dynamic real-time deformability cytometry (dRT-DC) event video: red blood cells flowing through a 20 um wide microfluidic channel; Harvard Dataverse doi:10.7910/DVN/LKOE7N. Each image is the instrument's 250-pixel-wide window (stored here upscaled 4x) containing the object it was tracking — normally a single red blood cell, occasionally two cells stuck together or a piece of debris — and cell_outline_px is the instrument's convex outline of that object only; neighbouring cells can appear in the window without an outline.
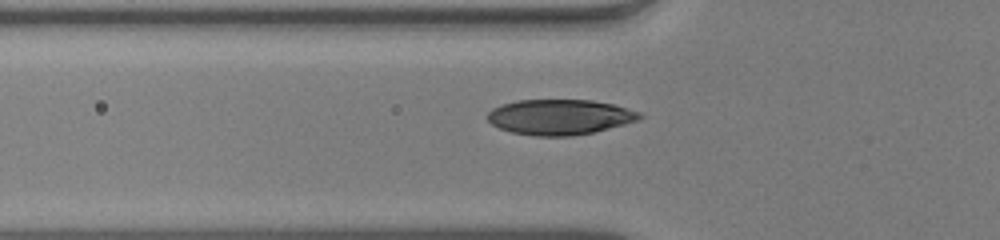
{"species": "human", "species_latin": "Homo sapiens", "temperature_condition": "warm", "stored_images_in_passage": 40, "camera_frame_rate_fps": 3000, "um_per_image_px": 0.085, "donor": {"sex": "male"}, "frame": {"image": 1, "passage_image": 9, "time_ms": 2.667, "image_size_px": [1000, 240], "cell_outline_px": [[644, 116], [640, 120], [592, 132], [572, 136], [536, 136], [512, 132], [500, 128], [492, 124], [488, 120], [488, 112], [492, 108], [500, 104], [516, 100], [592, 100], [612, 104], [640, 112]], "centroid_in_image_um": [47.57, 9.94], "position_along_channel_um": 78.2, "area_um2": 31.27}}
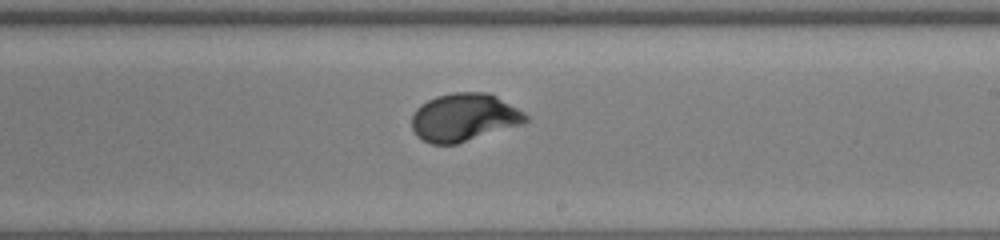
{"frame": {"image": 2, "passage_image": 22, "time_ms": 7.0, "image_size_px": [1000, 240], "cell_outline_px": [[528, 120], [524, 124], [456, 144], [432, 144], [416, 136], [412, 128], [412, 116], [416, 108], [420, 104], [436, 96], [452, 92], [488, 92], [496, 96], [524, 112], [528, 116]], "centroid_in_image_um": [39.44, 9.97], "position_along_channel_um": 249.6, "area_um2": 31.91}}
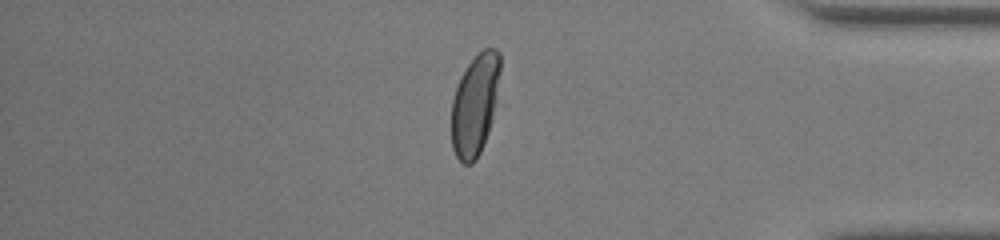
{"frame": {"image": 3, "passage_image": 35, "time_ms": 11.333, "image_size_px": [1000, 240], "cell_outline_px": [[500, 72], [496, 100], [488, 132], [480, 152], [476, 160], [472, 164], [464, 164], [456, 156], [452, 148], [452, 100], [460, 76], [468, 64], [484, 48], [496, 48], [500, 52]], "centroid_in_image_um": [40.37, 8.89], "position_along_channel_um": 394.8, "area_um2": 28.5}, "authors_computed_cell_mechanics": {"area_um2": 31.5299, "velocity_mm_per_s": 3.9405, "shape_relaxation_time_tau1_ms": 2.8432, "shape_relaxation_time_tau2_ms": 4.2701, "deformation_change_tau1": 0.1857, "deformation_change_tau2": null}}